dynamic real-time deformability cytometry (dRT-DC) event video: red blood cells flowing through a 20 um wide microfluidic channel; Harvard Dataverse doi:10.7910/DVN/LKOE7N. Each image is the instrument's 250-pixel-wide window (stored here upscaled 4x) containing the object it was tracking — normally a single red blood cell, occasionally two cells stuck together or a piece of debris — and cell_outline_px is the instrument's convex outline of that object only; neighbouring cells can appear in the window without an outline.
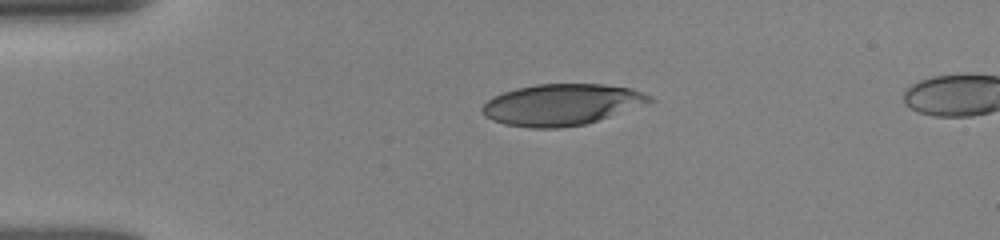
{"species": "human", "species_latin": "Homo sapiens", "temperature_condition": "room temperature", "stored_images_in_passage": 11, "camera_frame_rate_fps": 3000, "um_per_image_px": 0.085, "donor": {"sex": "female"}, "frame": {"image": 1, "passage_image": 1, "time_ms": 0.0, "image_size_px": [1000, 240], "cell_outline_px": [[656, 100], [584, 124], [560, 128], [532, 128], [504, 124], [492, 120], [484, 112], [484, 104], [492, 96], [516, 88], [536, 84], [604, 84], [632, 88], [652, 96]], "centroid_in_image_um": [47.74, 8.88], "position_along_channel_um": 37.3, "area_um2": 39.82}}
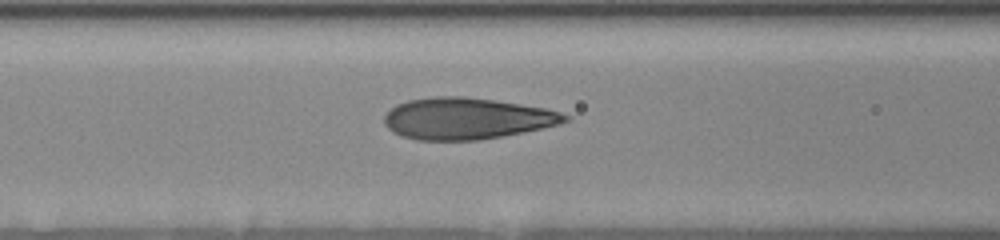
{"frame": {"image": 2, "passage_image": 7, "time_ms": 3.333, "image_size_px": [1000, 240], "cell_outline_px": [[572, 120], [540, 128], [480, 140], [416, 140], [392, 132], [384, 124], [384, 116], [396, 104], [408, 100], [432, 96], [464, 96], [496, 100], [544, 108], [560, 112], [572, 116]], "centroid_in_image_um": [39.64, 10.06], "position_along_channel_um": 127.0, "area_um2": 43.58}}
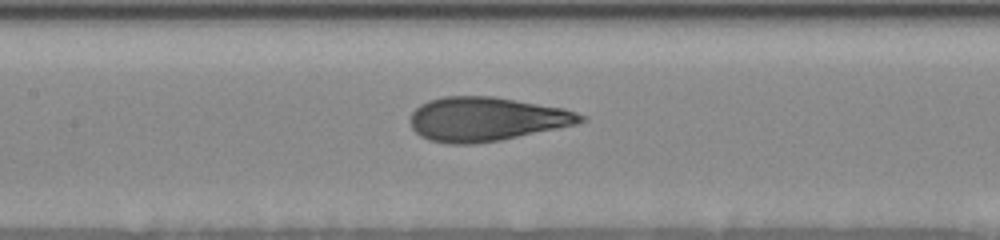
{"frame": {"image": 3, "passage_image": 9, "time_ms": 4.333, "image_size_px": [1000, 240], "cell_outline_px": [[588, 120], [576, 124], [500, 140], [472, 144], [448, 144], [428, 140], [420, 136], [412, 128], [408, 120], [412, 112], [420, 104], [428, 100], [444, 96], [492, 96], [564, 108], [588, 116]], "centroid_in_image_um": [41.31, 10.12], "position_along_channel_um": 166.1, "area_um2": 43.87}}